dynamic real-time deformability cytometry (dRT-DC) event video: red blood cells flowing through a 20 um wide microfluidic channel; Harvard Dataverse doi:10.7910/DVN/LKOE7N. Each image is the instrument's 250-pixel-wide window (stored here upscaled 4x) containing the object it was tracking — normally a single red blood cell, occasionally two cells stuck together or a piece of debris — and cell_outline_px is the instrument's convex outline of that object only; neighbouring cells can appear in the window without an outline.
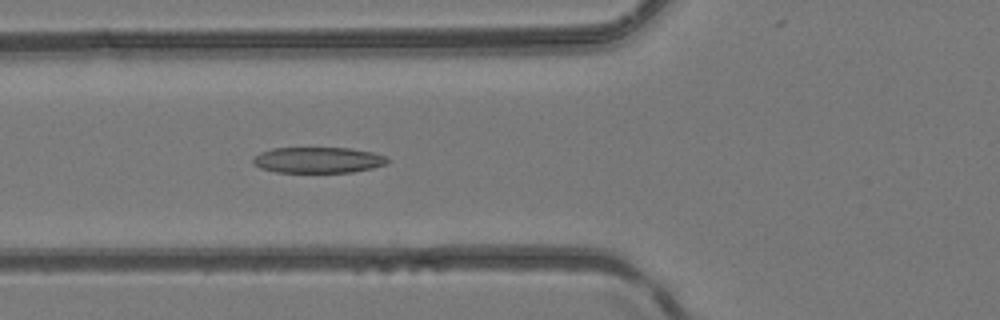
{"species": "common noctule bat (a hibernating species)", "species_latin": "Nyctalus noctula", "temperature_condition": "room temperature", "stored_images_in_passage": 49, "camera_frame_rate_fps": 3000, "um_per_image_px": 0.085, "animal": {"sex": "female", "body_mass_g": 24.6, "forearm_length_mm": 56.2}, "frame": {"image": 1, "passage_image": 19, "time_ms": 6.0, "image_size_px": [1000, 320], "cell_outline_px": [[388, 164], [372, 168], [352, 172], [276, 172], [260, 168], [252, 164], [252, 160], [260, 152], [272, 148], [352, 148], [372, 152], [384, 156], [388, 160]], "centroid_in_image_um": [27.02, 13.6], "position_along_channel_um": 98.8, "area_um2": 20.29}}
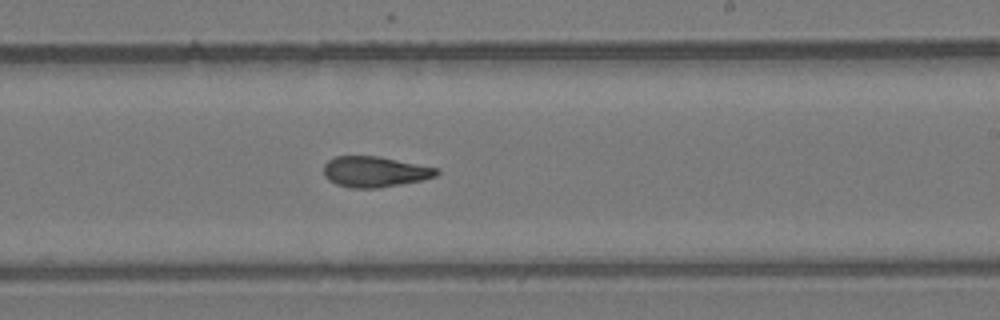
{"frame": {"image": 2, "passage_image": 30, "time_ms": 9.667, "image_size_px": [1000, 320], "cell_outline_px": [[440, 172], [436, 176], [420, 180], [380, 188], [352, 188], [336, 184], [328, 180], [324, 176], [324, 164], [328, 160], [336, 156], [380, 156], [440, 168]], "centroid_in_image_um": [31.86, 14.59], "position_along_channel_um": 257.1, "area_um2": 20.35}}
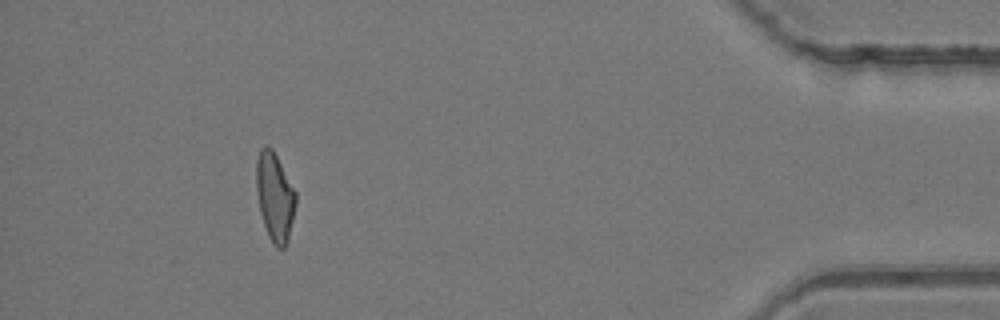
{"frame": {"image": 3, "passage_image": 45, "time_ms": 14.667, "image_size_px": [1000, 320], "cell_outline_px": [[296, 204], [288, 240], [284, 248], [276, 248], [272, 244], [268, 236], [260, 212], [256, 188], [256, 160], [260, 148], [264, 144], [268, 144], [272, 148], [296, 192]], "centroid_in_image_um": [23.35, 16.72], "position_along_channel_um": 411.9, "area_um2": 20.46}}